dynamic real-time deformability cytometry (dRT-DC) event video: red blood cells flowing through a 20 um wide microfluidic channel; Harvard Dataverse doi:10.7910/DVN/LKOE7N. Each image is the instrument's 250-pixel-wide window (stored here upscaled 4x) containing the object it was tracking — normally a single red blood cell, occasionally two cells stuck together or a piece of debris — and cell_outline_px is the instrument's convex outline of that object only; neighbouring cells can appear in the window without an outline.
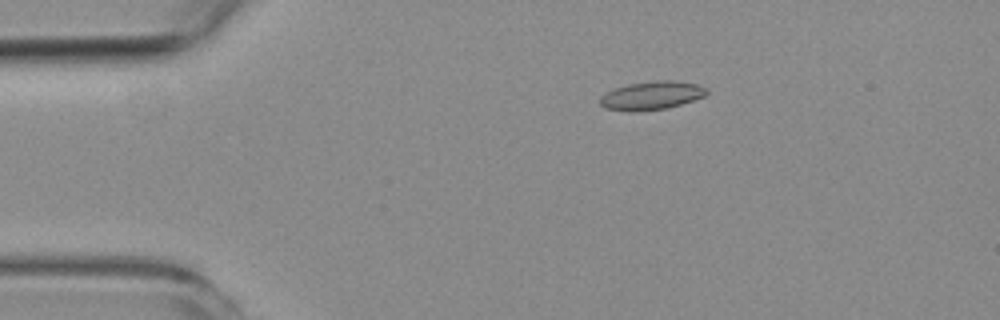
{"species": "common noctule bat (a hibernating species)", "species_latin": "Nyctalus noctula", "temperature_condition": "room temperature", "stored_images_in_passage": 4, "camera_frame_rate_fps": 3000, "um_per_image_px": 0.085, "animal": {"sex": "female", "body_mass_g": 19.3, "forearm_length_mm": 54.1}, "frame": {"image": 1, "passage_image": 2, "time_ms": 1.333, "image_size_px": [1000, 320], "cell_outline_px": [[708, 92], [704, 96], [680, 104], [664, 108], [636, 112], [632, 112], [604, 108], [600, 104], [600, 96], [616, 88], [628, 84], [656, 80], [672, 80], [696, 84], [704, 88]], "centroid_in_image_um": [55.34, 8.12], "position_along_channel_um": 29.7, "area_um2": 17.4}}
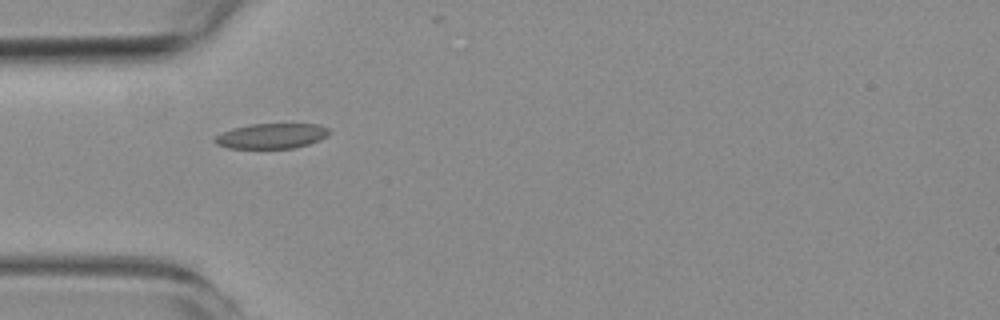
{"frame": {"image": 2, "passage_image": 4, "time_ms": 3.667, "image_size_px": [1000, 320], "cell_outline_px": [[332, 132], [328, 136], [320, 140], [308, 144], [292, 148], [228, 148], [216, 144], [212, 140], [220, 132], [232, 128], [252, 124], [320, 124], [328, 128]], "centroid_in_image_um": [23.08, 11.55], "position_along_channel_um": 61.9, "area_um2": 16.94}}